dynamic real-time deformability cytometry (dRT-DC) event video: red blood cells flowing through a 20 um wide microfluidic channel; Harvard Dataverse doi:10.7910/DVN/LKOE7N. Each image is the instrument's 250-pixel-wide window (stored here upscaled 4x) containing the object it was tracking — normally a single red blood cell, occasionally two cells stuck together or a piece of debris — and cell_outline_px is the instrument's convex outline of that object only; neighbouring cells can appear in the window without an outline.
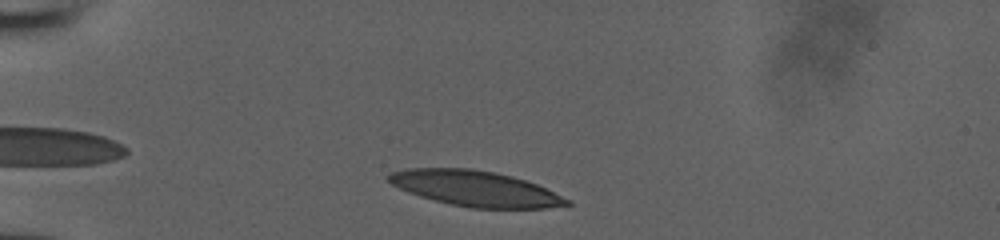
{"species": "human", "species_latin": "Homo sapiens", "temperature_condition": "room temperature", "stored_images_in_passage": 33, "camera_frame_rate_fps": 3000, "um_per_image_px": 0.085, "donor": {"sex": "male"}, "frame": {"image": 1, "passage_image": 3, "time_ms": 0.667, "image_size_px": [1000, 240], "cell_outline_px": [[572, 204], [548, 208], [472, 208], [448, 204], [420, 196], [408, 192], [392, 184], [388, 180], [388, 172], [408, 168], [472, 168], [496, 172], [512, 176], [536, 184], [572, 200]], "centroid_in_image_um": [40.4, 16.02], "position_along_channel_um": 44.6, "area_um2": 36.93}}
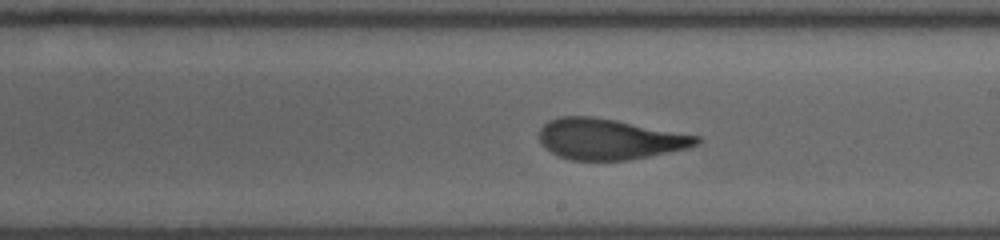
{"frame": {"image": 2, "passage_image": 20, "time_ms": 6.333, "image_size_px": [1000, 240], "cell_outline_px": [[700, 144], [688, 148], [628, 160], [572, 160], [560, 156], [544, 148], [540, 140], [540, 128], [548, 120], [560, 116], [592, 116], [616, 120], [700, 136]], "centroid_in_image_um": [51.79, 11.82], "position_along_channel_um": 237.2, "area_um2": 37.22}}
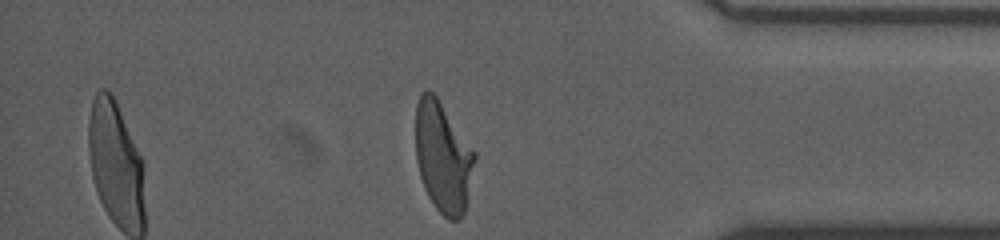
{"frame": {"image": 3, "passage_image": 33, "time_ms": 10.667, "image_size_px": [1000, 240], "cell_outline_px": [[476, 160], [464, 212], [456, 220], [448, 220], [436, 208], [428, 196], [424, 188], [420, 176], [416, 160], [416, 104], [420, 92], [424, 88], [428, 88], [436, 96], [476, 152]], "centroid_in_image_um": [37.64, 13.32], "position_along_channel_um": 397.6, "area_um2": 38.09}}